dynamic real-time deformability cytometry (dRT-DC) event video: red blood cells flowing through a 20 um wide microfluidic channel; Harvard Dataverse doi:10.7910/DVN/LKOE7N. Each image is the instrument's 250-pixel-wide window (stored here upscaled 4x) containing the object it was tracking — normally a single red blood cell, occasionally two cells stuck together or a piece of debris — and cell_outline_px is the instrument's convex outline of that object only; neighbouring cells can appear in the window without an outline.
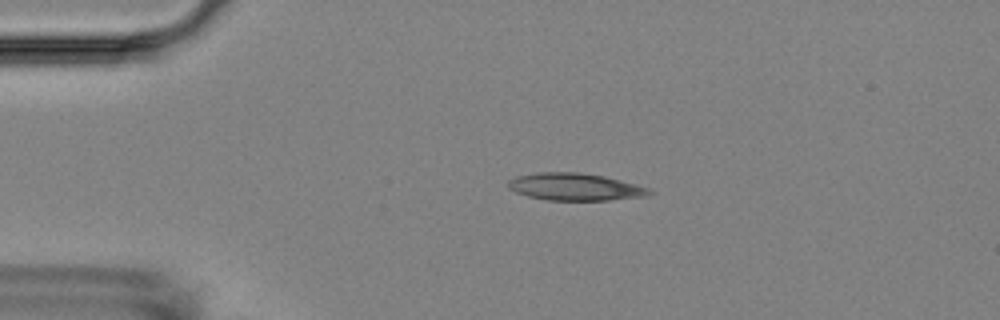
{"species": "Egyptian fruit bat (a non-hibernating species)", "species_latin": "Rousettus aegyptiacus", "temperature_condition": "room temperature", "stored_images_in_passage": 3, "camera_frame_rate_fps": 3000, "um_per_image_px": 0.085, "animal": {"sex": "female"}, "frame": {"image": 1, "passage_image": 2, "time_ms": 1.667, "image_size_px": [1000, 320], "cell_outline_px": [[656, 192], [648, 196], [608, 200], [544, 200], [528, 196], [516, 192], [508, 188], [508, 180], [516, 176], [536, 172], [576, 172], [604, 176], [648, 188]], "centroid_in_image_um": [48.86, 15.88], "position_along_channel_um": 36.1, "area_um2": 22.43}}
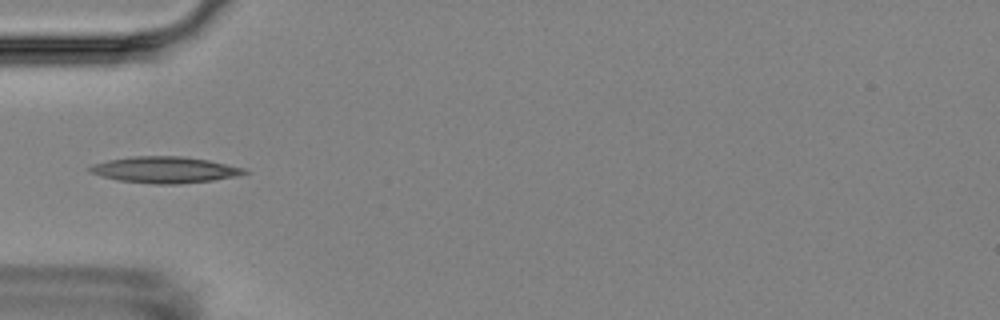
{"frame": {"image": 2, "passage_image": 3, "time_ms": 3.667, "image_size_px": [1000, 320], "cell_outline_px": [[248, 172], [236, 176], [212, 180], [176, 184], [152, 184], [120, 180], [88, 172], [88, 168], [92, 164], [108, 160], [132, 156], [184, 156], [208, 160], [244, 168]], "centroid_in_image_um": [13.98, 14.42], "position_along_channel_um": 71.0, "area_um2": 23.47}}